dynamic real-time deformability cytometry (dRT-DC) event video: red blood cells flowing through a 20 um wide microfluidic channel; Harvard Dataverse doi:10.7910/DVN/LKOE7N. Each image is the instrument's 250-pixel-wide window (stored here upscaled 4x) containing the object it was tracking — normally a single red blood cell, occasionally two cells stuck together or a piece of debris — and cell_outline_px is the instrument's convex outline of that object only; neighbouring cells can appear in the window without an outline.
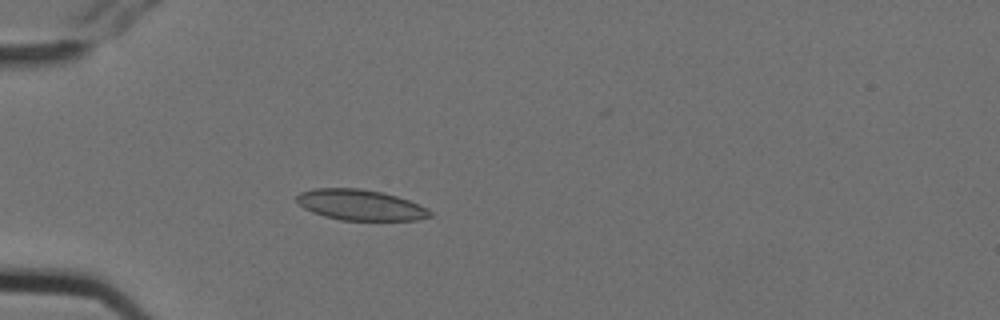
{"species": "Egyptian fruit bat (a non-hibernating species)", "species_latin": "Rousettus aegyptiacus", "temperature_condition": "cold", "stored_images_in_passage": 6, "camera_frame_rate_fps": 3000, "um_per_image_px": 0.085, "animal": {"sex": "female"}, "frame": {"image": 1, "passage_image": 5, "time_ms": 1.333, "image_size_px": [1000, 320], "cell_outline_px": [[432, 216], [416, 220], [340, 220], [324, 216], [312, 212], [304, 208], [296, 200], [296, 196], [300, 192], [312, 188], [360, 188], [380, 192], [396, 196], [408, 200], [428, 208], [432, 212]], "centroid_in_image_um": [30.62, 17.42], "position_along_channel_um": 54.4, "area_um2": 23.81}}